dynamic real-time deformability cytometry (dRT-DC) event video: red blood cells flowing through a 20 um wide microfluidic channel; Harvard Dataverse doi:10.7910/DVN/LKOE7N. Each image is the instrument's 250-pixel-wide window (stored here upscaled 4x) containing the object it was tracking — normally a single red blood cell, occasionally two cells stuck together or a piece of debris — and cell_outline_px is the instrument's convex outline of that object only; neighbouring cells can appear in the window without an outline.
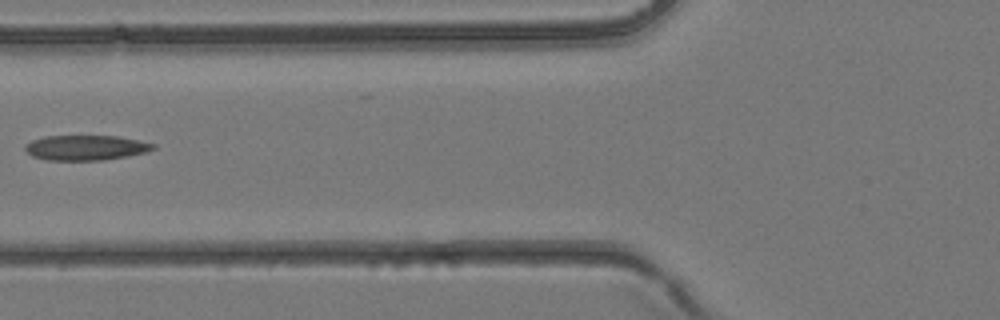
{"species": "common noctule bat (a hibernating species)", "species_latin": "Nyctalus noctula", "temperature_condition": "room temperature", "stored_images_in_passage": 5, "camera_frame_rate_fps": 3000, "um_per_image_px": 0.085, "animal": {"sex": "female", "body_mass_g": 24.6, "forearm_length_mm": 56.2}, "frame": {"image": 1, "passage_image": 5, "time_ms": 1.333, "image_size_px": [1000, 320], "cell_outline_px": [[156, 148], [148, 152], [128, 156], [104, 160], [48, 160], [32, 156], [24, 148], [24, 144], [32, 140], [44, 136], [116, 136], [156, 144]], "centroid_in_image_um": [7.3, 12.55], "position_along_channel_um": 118.5, "area_um2": 18.73}}